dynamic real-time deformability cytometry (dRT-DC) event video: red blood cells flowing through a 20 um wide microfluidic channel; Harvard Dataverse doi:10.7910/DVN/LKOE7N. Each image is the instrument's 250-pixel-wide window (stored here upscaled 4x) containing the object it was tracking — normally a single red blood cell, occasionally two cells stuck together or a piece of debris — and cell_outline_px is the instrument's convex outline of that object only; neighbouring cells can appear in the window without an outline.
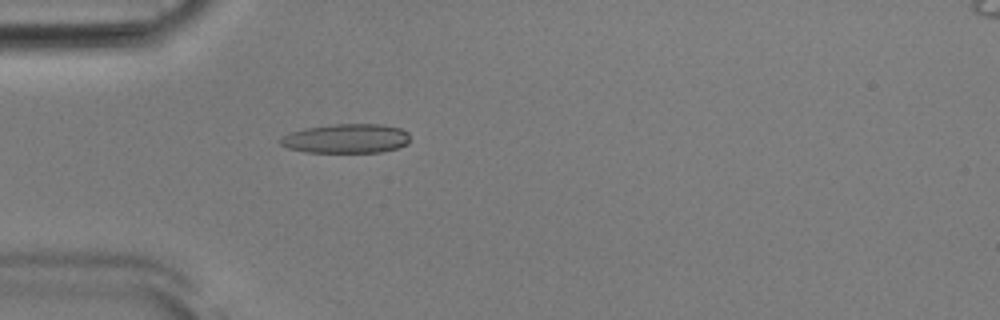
{"species": "Egyptian fruit bat (a non-hibernating species)", "species_latin": "Rousettus aegyptiacus", "temperature_condition": "room temperature", "stored_images_in_passage": 26, "camera_frame_rate_fps": 3000, "um_per_image_px": 0.085, "animal": {"sex": "male"}, "frame": {"image": 1, "passage_image": 15, "time_ms": 4.667, "image_size_px": [1000, 320], "cell_outline_px": [[408, 144], [396, 148], [380, 152], [304, 152], [288, 148], [280, 144], [280, 140], [284, 136], [292, 132], [304, 128], [332, 124], [380, 124], [400, 128], [408, 132]], "centroid_in_image_um": [29.43, 11.77], "position_along_channel_um": 55.6, "area_um2": 22.02}}